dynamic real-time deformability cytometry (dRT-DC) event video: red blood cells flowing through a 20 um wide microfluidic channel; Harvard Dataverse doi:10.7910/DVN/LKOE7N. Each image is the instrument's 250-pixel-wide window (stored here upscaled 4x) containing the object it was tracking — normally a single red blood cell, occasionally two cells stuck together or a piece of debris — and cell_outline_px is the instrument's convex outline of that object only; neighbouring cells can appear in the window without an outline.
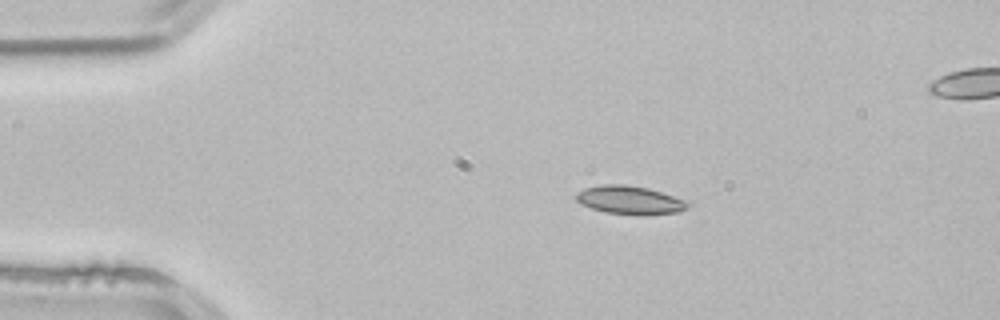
{"species": "common noctule bat (a hibernating species)", "species_latin": "Nyctalus noctula", "temperature_condition": "room temperature", "stored_images_in_passage": 3, "camera_frame_rate_fps": 3000, "um_per_image_px": 0.085, "animal": {"sex": "male", "body_mass_g": 21.5, "forearm_length_mm": 52.0}, "frame": {"image": 1, "passage_image": 1, "time_ms": 0.0, "image_size_px": [1000, 320], "cell_outline_px": [[692, 204], [688, 208], [680, 212], [640, 216], [604, 212], [580, 204], [576, 200], [576, 192], [584, 188], [604, 184], [624, 184], [648, 188], [692, 200]], "centroid_in_image_um": [53.63, 17.01], "position_along_channel_um": 31.4, "area_um2": 19.13}}